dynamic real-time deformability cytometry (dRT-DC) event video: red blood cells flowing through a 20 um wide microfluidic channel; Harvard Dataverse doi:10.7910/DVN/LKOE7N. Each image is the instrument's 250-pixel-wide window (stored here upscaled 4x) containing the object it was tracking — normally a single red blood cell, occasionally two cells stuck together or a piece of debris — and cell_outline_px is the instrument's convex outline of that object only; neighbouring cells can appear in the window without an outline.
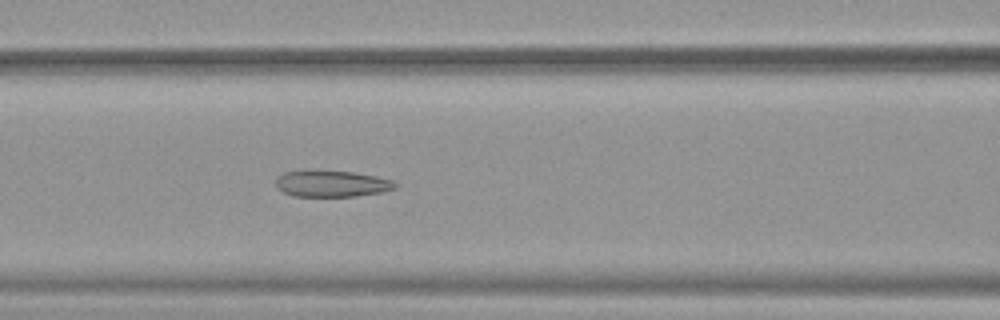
{"species": "common noctule bat (a hibernating species)", "species_latin": "Nyctalus noctula", "temperature_condition": "warm", "stored_images_in_passage": 52, "camera_frame_rate_fps": 3000, "um_per_image_px": 0.085, "animal": {"sex": "female", "body_mass_g": 19.9}, "frame": {"image": 1, "passage_image": 23, "time_ms": 7.333, "image_size_px": [1000, 320], "cell_outline_px": [[396, 188], [380, 192], [356, 196], [292, 196], [276, 188], [276, 180], [284, 172], [308, 168], [316, 168], [356, 172], [376, 176], [392, 180], [396, 184]], "centroid_in_image_um": [28.14, 15.57], "position_along_channel_um": 138.5, "area_um2": 18.96}}
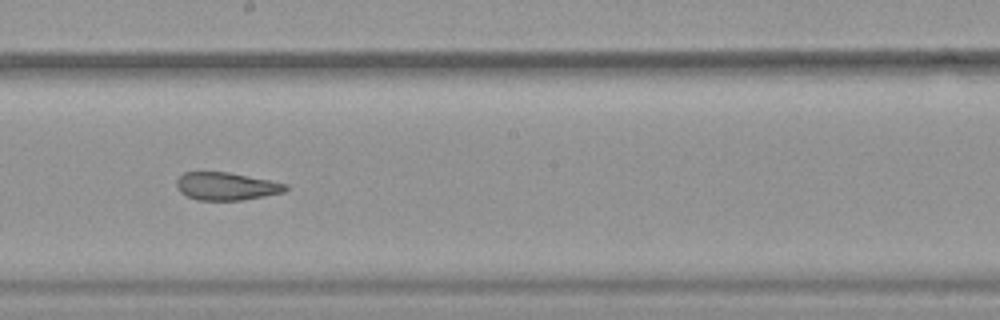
{"frame": {"image": 2, "passage_image": 30, "time_ms": 9.667, "image_size_px": [1000, 320], "cell_outline_px": [[288, 188], [284, 192], [264, 196], [240, 200], [196, 200], [180, 192], [176, 188], [176, 180], [184, 172], [228, 172], [288, 184]], "centroid_in_image_um": [19.21, 15.83], "position_along_channel_um": 229.0, "area_um2": 17.57}}
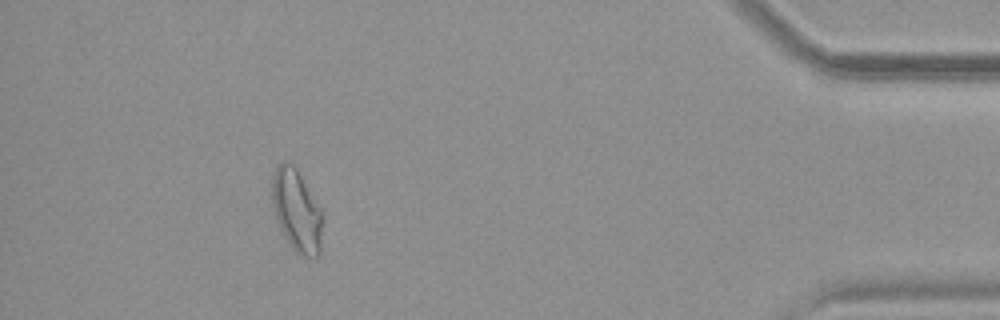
{"frame": {"image": 3, "passage_image": 48, "time_ms": 15.667, "image_size_px": [1000, 320], "cell_outline_px": [[324, 216], [320, 252], [316, 256], [300, 256], [292, 248], [284, 236], [276, 220], [272, 204], [272, 176], [276, 164], [292, 164], [296, 168], [324, 208]], "centroid_in_image_um": [25.26, 17.9], "position_along_channel_um": 409.9, "area_um2": 24.85}, "authors_computed_cell_mechanics": {"area_um2": 22.542, "velocity_mm_per_s": 3.8959, "shape_relaxation_time_tau1_ms": null, "shape_relaxation_time_tau2_ms": 2.5558, "deformation_change_tau1": null, "deformation_change_tau2": 0.0985}}